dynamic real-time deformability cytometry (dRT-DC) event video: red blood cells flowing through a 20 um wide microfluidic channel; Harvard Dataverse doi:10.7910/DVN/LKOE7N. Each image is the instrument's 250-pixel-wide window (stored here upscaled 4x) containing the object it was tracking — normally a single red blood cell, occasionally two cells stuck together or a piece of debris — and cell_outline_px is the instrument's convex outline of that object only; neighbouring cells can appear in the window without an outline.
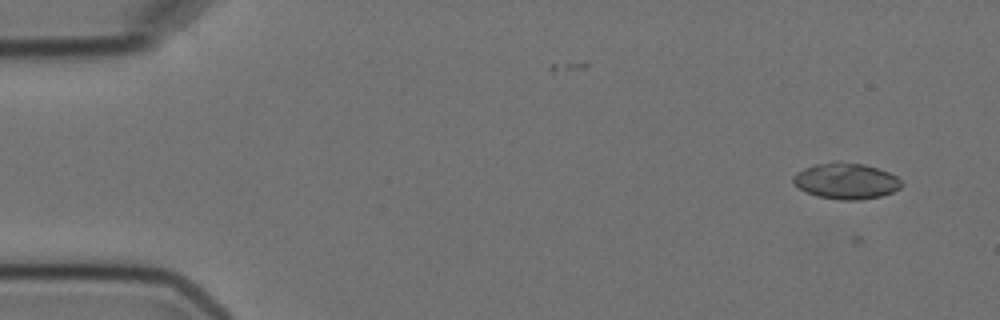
{"species": "Egyptian fruit bat (a non-hibernating species)", "species_latin": "Rousettus aegyptiacus", "temperature_condition": "cold", "stored_images_in_passage": 2, "camera_frame_rate_fps": 3000, "um_per_image_px": 0.085, "animal": {"sex": "female"}, "frame": {"image": 1, "passage_image": 2, "time_ms": 2.0, "image_size_px": [1000, 320], "cell_outline_px": [[904, 184], [900, 188], [892, 192], [880, 196], [860, 200], [840, 200], [816, 196], [800, 188], [792, 180], [792, 176], [796, 172], [804, 168], [816, 164], [832, 160], [836, 160], [864, 164], [888, 172], [896, 176]], "centroid_in_image_um": [71.91, 15.37], "position_along_channel_um": 13.1, "area_um2": 22.89}}